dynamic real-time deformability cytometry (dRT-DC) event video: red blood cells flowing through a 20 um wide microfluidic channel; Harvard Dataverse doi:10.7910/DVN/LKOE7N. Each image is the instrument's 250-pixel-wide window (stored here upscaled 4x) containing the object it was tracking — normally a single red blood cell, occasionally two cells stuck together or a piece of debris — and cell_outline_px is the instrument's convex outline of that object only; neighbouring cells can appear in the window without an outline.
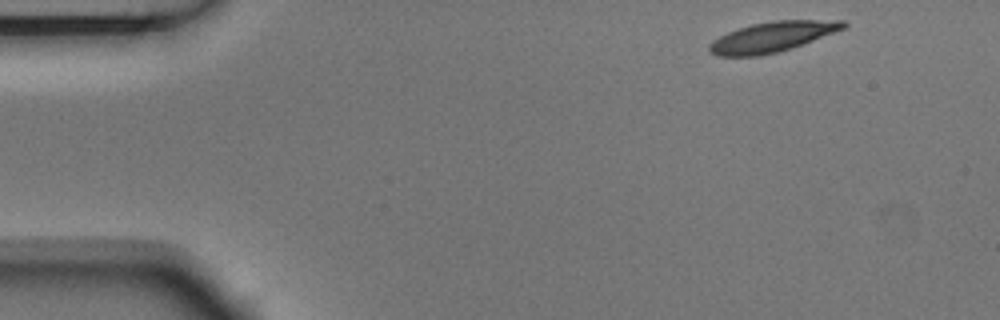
{"species": "Egyptian fruit bat (a non-hibernating species)", "species_latin": "Rousettus aegyptiacus", "temperature_condition": "room temperature", "stored_images_in_passage": 8, "camera_frame_rate_fps": 3000, "um_per_image_px": 0.085, "animal": {"sex": "male"}, "frame": {"image": 1, "passage_image": 1, "time_ms": 0.0, "image_size_px": [1000, 320], "cell_outline_px": [[848, 24], [844, 28], [792, 48], [776, 52], [756, 56], [716, 56], [708, 52], [708, 44], [712, 40], [728, 32], [752, 24], [772, 20], [844, 20]], "centroid_in_image_um": [65.6, 3.13], "position_along_channel_um": 19.4, "area_um2": 23.47}}
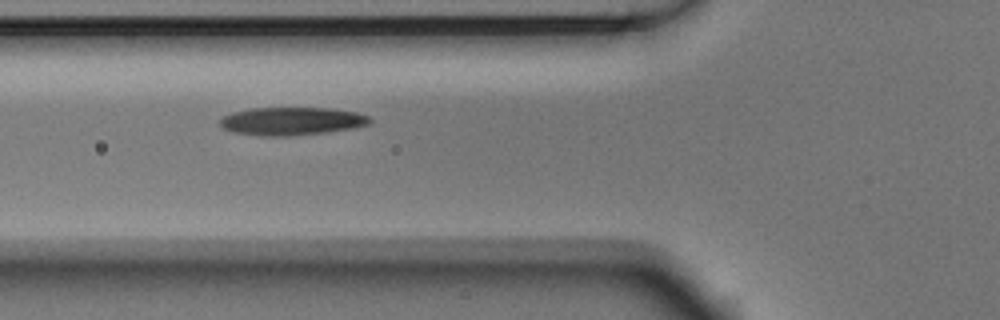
{"frame": {"image": 2, "passage_image": 5, "time_ms": 1.333, "image_size_px": [1000, 320], "cell_outline_px": [[372, 120], [368, 124], [352, 128], [324, 132], [288, 136], [260, 136], [232, 132], [224, 128], [220, 124], [220, 120], [224, 116], [232, 112], [252, 108], [332, 108], [356, 112], [368, 116]], "centroid_in_image_um": [24.77, 10.29], "position_along_channel_um": 101.0, "area_um2": 24.33}}
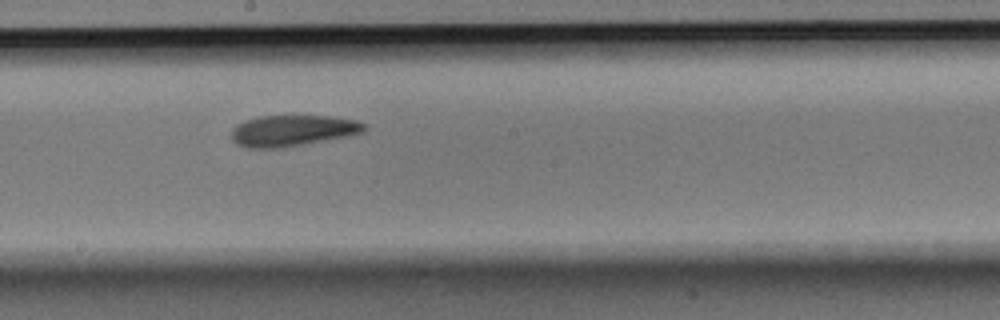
{"frame": {"image": 3, "passage_image": 8, "time_ms": 2.333, "image_size_px": [1000, 320], "cell_outline_px": [[368, 128], [364, 132], [348, 136], [304, 144], [280, 148], [248, 148], [236, 144], [232, 140], [232, 128], [236, 124], [244, 120], [260, 116], [336, 116], [356, 120], [368, 124]], "centroid_in_image_um": [24.9, 11.1], "position_along_channel_um": 223.3, "area_um2": 24.39}}